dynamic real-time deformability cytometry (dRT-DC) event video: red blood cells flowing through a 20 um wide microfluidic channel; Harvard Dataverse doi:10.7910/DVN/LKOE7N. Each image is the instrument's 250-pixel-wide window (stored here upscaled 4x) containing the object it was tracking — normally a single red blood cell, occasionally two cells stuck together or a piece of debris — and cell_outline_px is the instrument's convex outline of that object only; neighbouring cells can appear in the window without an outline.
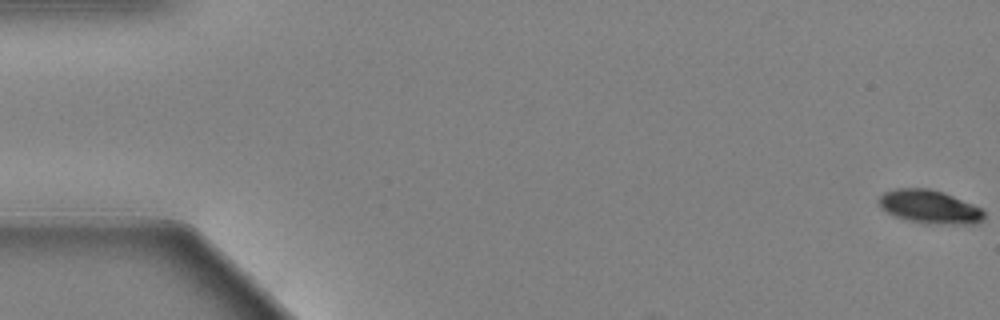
{"species": "Egyptian fruit bat (a non-hibernating species)", "species_latin": "Rousettus aegyptiacus", "temperature_condition": "warm", "stored_images_in_passage": 62, "camera_frame_rate_fps": 3000, "um_per_image_px": 0.085, "animal": {"sex": "female"}, "frame": {"image": 1, "passage_image": 1, "time_ms": 0.0, "image_size_px": [1000, 320], "cell_outline_px": [[984, 220], [976, 224], [928, 224], [908, 220], [896, 216], [880, 208], [876, 200], [884, 192], [896, 188], [928, 188], [952, 196], [972, 204], [980, 208], [984, 212]], "centroid_in_image_um": [78.99, 17.59], "position_along_channel_um": 6.0, "area_um2": 20.46}}
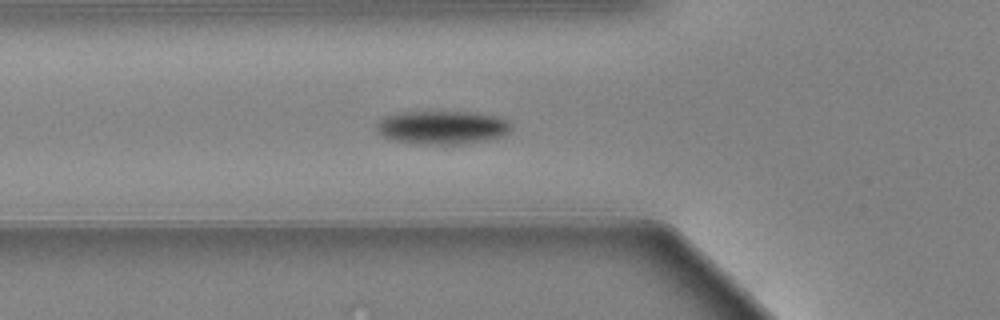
{"frame": {"image": 2, "passage_image": 23, "time_ms": 7.333, "image_size_px": [1000, 320], "cell_outline_px": [[512, 128], [504, 136], [488, 140], [460, 144], [412, 144], [396, 140], [384, 136], [376, 132], [376, 124], [384, 116], [400, 112], [468, 112], [496, 116], [508, 120], [512, 124]], "centroid_in_image_um": [37.6, 10.84], "position_along_channel_um": 88.2, "area_um2": 26.41}}
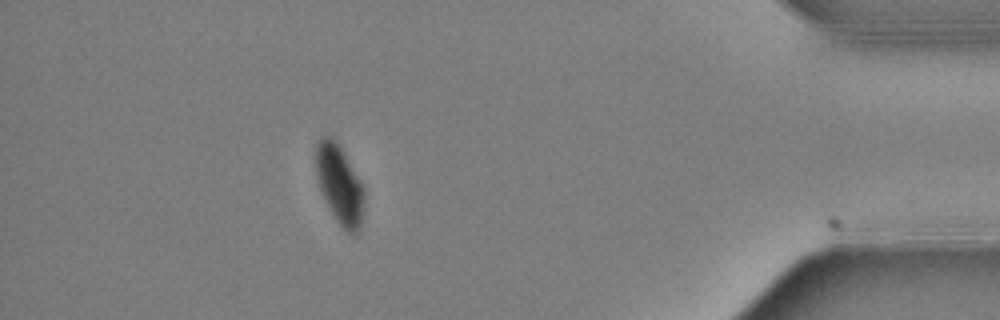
{"frame": {"image": 3, "passage_image": 56, "time_ms": 18.333, "image_size_px": [1000, 320], "cell_outline_px": [[364, 204], [360, 224], [356, 232], [348, 232], [336, 220], [320, 188], [316, 176], [316, 144], [320, 136], [332, 136], [336, 140], [360, 180], [364, 188]], "centroid_in_image_um": [28.85, 15.61], "position_along_channel_um": 406.4, "area_um2": 21.73}, "authors_computed_cell_mechanics": {"area_um2": 23.9292, "velocity_mm_per_s": 3.3377, "shape_relaxation_time_tau1_ms": 2.1021, "shape_relaxation_time_tau2_ms": null, "deformation_change_tau1": 0.1175, "deformation_change_tau2": null}}